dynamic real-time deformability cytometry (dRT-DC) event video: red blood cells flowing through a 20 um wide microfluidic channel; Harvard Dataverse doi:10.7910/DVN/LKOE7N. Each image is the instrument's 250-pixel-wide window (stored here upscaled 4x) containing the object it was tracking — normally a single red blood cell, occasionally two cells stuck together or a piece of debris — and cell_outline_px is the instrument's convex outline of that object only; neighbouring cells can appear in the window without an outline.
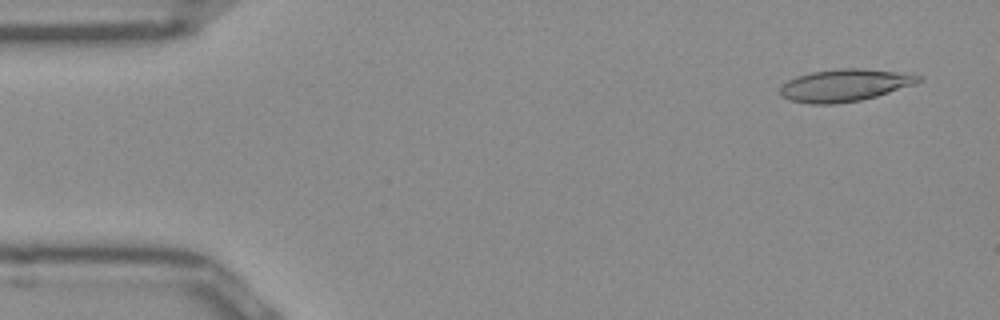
{"species": "Egyptian fruit bat (a non-hibernating species)", "species_latin": "Rousettus aegyptiacus", "temperature_condition": "room temperature", "stored_images_in_passage": 50, "camera_frame_rate_fps": 3000, "um_per_image_px": 0.085, "frame": {"image": 1, "passage_image": 3, "time_ms": 0.667, "image_size_px": [1000, 320], "cell_outline_px": [[924, 80], [916, 84], [876, 96], [860, 100], [836, 104], [808, 104], [788, 100], [780, 96], [780, 88], [788, 80], [796, 76], [812, 72], [840, 68], [860, 68], [924, 76]], "centroid_in_image_um": [71.78, 7.26], "position_along_channel_um": 13.2, "area_um2": 26.01}}
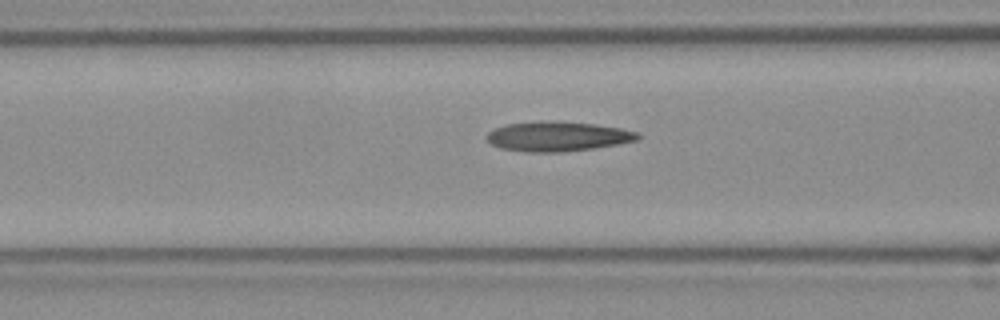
{"frame": {"image": 2, "passage_image": 19, "time_ms": 6.0, "image_size_px": [1000, 320], "cell_outline_px": [[640, 140], [592, 148], [560, 152], [528, 152], [500, 148], [492, 144], [484, 136], [488, 132], [496, 128], [508, 124], [540, 120], [544, 120], [596, 124], [620, 128], [640, 132]], "centroid_in_image_um": [47.41, 11.58], "position_along_channel_um": 119.2, "area_um2": 26.18}}
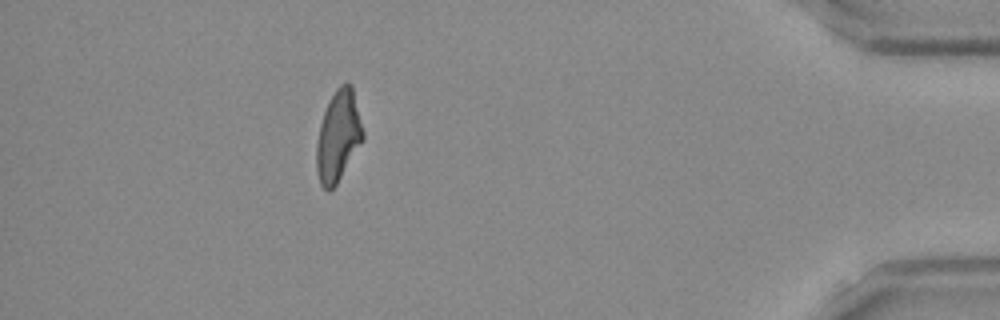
{"frame": {"image": 3, "passage_image": 45, "time_ms": 14.667, "image_size_px": [1000, 320], "cell_outline_px": [[364, 140], [336, 184], [328, 192], [320, 184], [316, 172], [316, 144], [320, 124], [328, 100], [336, 88], [340, 84], [352, 84], [364, 132]], "centroid_in_image_um": [28.75, 11.56], "position_along_channel_um": 406.5, "area_um2": 24.74}, "authors_computed_cell_mechanics": {"area_um2": 25.143, "velocity_mm_per_s": 3.9575, "shape_relaxation_time_tau1_ms": null, "shape_relaxation_time_tau2_ms": 4.232, "deformation_change_tau1": null, "deformation_change_tau2": 0.153}}